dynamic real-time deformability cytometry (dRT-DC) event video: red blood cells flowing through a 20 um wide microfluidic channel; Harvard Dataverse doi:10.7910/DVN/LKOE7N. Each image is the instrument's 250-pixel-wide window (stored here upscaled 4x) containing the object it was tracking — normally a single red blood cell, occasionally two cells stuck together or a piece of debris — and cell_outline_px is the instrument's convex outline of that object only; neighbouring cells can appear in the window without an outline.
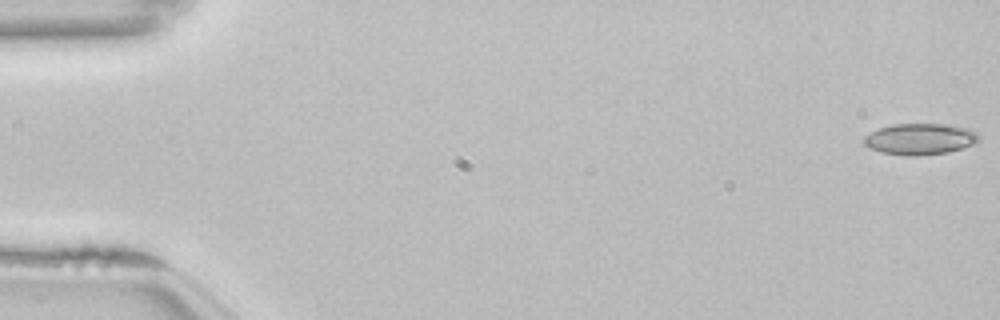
{"species": "common noctule bat (a hibernating species)", "species_latin": "Nyctalus noctula", "temperature_condition": "room temperature", "stored_images_in_passage": 54, "camera_frame_rate_fps": 3000, "um_per_image_px": 0.085, "animal": {"sex": "female", "body_mass_g": 22.7, "forearm_length_mm": 54.2}, "frame": {"image": 1, "passage_image": 1, "time_ms": 0.0, "image_size_px": [1000, 320], "cell_outline_px": [[980, 140], [972, 144], [948, 152], [920, 156], [908, 156], [880, 152], [868, 148], [864, 144], [864, 136], [880, 128], [892, 124], [944, 124], [968, 128], [976, 132], [980, 136]], "centroid_in_image_um": [78.19, 11.82], "position_along_channel_um": 6.8, "area_um2": 20.92}}
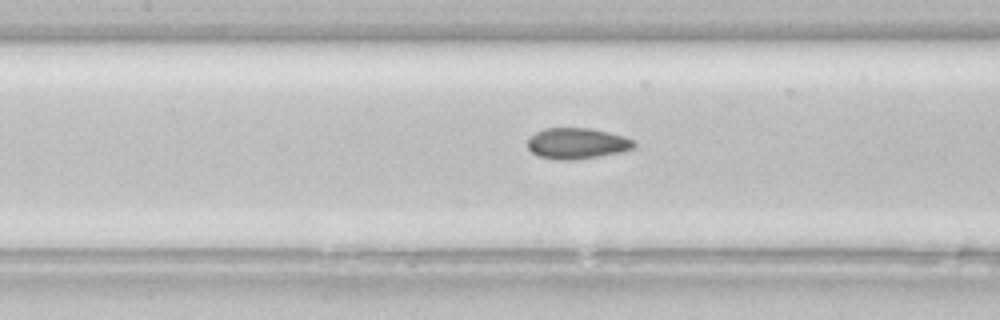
{"frame": {"image": 2, "passage_image": 25, "time_ms": 8.0, "image_size_px": [1000, 320], "cell_outline_px": [[636, 148], [624, 152], [600, 156], [572, 160], [556, 160], [540, 156], [532, 152], [528, 148], [528, 136], [544, 128], [592, 128], [624, 136], [632, 140], [636, 144]], "centroid_in_image_um": [49.06, 12.19], "position_along_channel_um": 158.3, "area_um2": 19.42}}
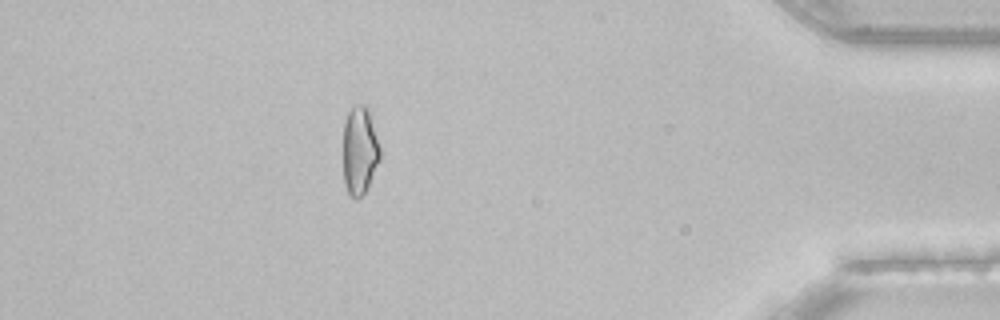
{"frame": {"image": 3, "passage_image": 48, "time_ms": 15.667, "image_size_px": [1000, 320], "cell_outline_px": [[380, 160], [364, 192], [356, 200], [348, 192], [344, 184], [344, 120], [348, 112], [356, 104], [368, 104], [380, 148]], "centroid_in_image_um": [30.58, 12.73], "position_along_channel_um": 404.6, "area_um2": 18.9}, "authors_computed_cell_mechanics": {"area_um2": 19.3919, "velocity_mm_per_s": 3.851, "shape_relaxation_time_tau1_ms": 7.2662, "shape_relaxation_time_tau2_ms": 2.3221, "deformation_change_tau1": 0.1333, "deformation_change_tau2": 0.0708}}